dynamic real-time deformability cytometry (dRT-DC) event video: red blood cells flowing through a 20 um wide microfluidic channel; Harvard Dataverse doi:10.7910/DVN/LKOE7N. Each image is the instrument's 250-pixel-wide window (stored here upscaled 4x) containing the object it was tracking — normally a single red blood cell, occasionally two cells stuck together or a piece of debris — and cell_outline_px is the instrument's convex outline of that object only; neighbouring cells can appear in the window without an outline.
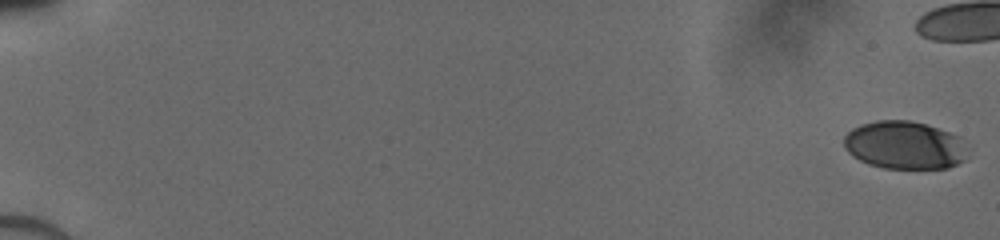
{"species": "human", "species_latin": "Homo sapiens", "temperature_condition": "cold", "stored_images_in_passage": 44, "camera_frame_rate_fps": 3000, "um_per_image_px": 0.085, "donor": {"sex": "male"}, "frame": {"image": 1, "passage_image": 1, "time_ms": 0.0, "image_size_px": [1000, 240], "cell_outline_px": [[968, 148], [964, 160], [948, 168], [884, 168], [868, 164], [852, 156], [844, 148], [844, 136], [852, 128], [860, 124], [876, 120], [908, 120], [924, 124], [960, 136]], "centroid_in_image_um": [76.87, 12.34], "position_along_channel_um": 8.1, "area_um2": 34.68}}
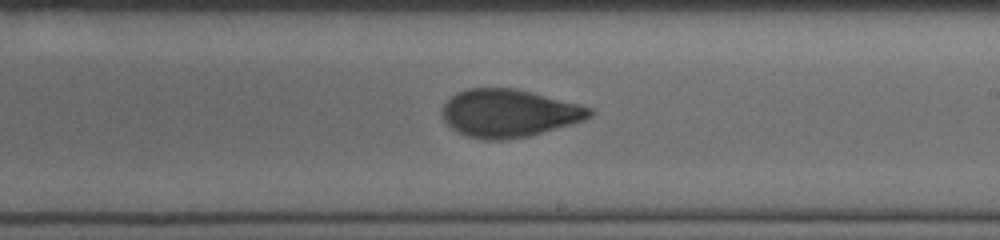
{"frame": {"image": 2, "passage_image": 33, "time_ms": 10.667, "image_size_px": [1000, 240], "cell_outline_px": [[596, 112], [592, 116], [584, 120], [572, 124], [528, 136], [504, 140], [484, 140], [468, 136], [452, 128], [444, 120], [440, 112], [444, 104], [456, 92], [468, 88], [516, 88], [580, 104], [592, 108]], "centroid_in_image_um": [43.28, 9.61], "position_along_channel_um": 245.7, "area_um2": 41.21}}
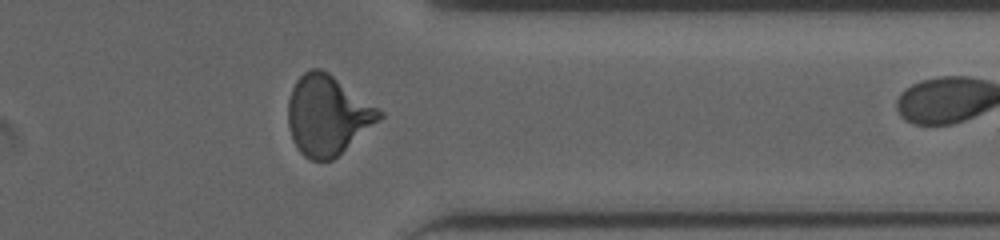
{"frame": {"image": 3, "passage_image": 43, "time_ms": 14.0, "image_size_px": [1000, 240], "cell_outline_px": [[384, 116], [380, 120], [332, 160], [312, 160], [304, 156], [300, 152], [292, 140], [288, 128], [288, 100], [292, 88], [296, 80], [308, 68], [320, 68], [328, 72], [384, 112]], "centroid_in_image_um": [27.82, 9.78], "position_along_channel_um": 383.6, "area_um2": 42.25}}